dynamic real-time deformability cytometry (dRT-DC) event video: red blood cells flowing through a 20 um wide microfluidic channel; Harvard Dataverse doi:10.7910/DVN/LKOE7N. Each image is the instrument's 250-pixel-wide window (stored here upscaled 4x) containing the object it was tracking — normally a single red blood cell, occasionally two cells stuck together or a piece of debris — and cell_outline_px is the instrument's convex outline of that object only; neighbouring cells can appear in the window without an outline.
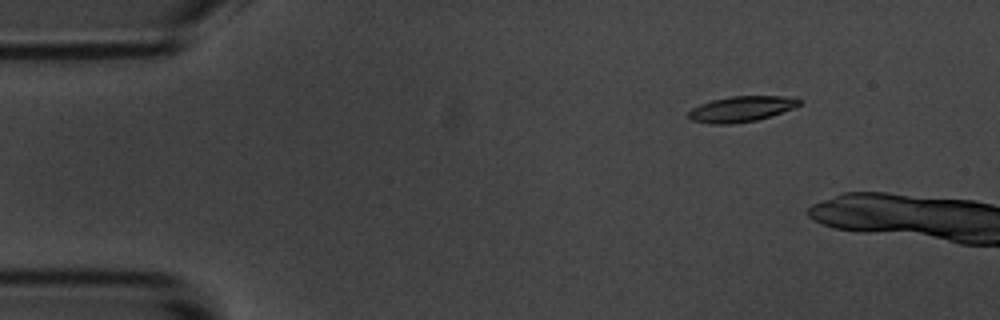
{"species": "common noctule bat (a hibernating species)", "species_latin": "Nyctalus noctula", "temperature_condition": "room temperature", "stored_images_in_passage": 6, "camera_frame_rate_fps": 3000, "um_per_image_px": 0.085, "animal": {"sex": "male", "body_mass_g": 20.1, "forearm_length_mm": 53.5}, "frame": {"image": 1, "passage_image": 6, "time_ms": 6.667, "image_size_px": [1000, 320], "cell_outline_px": [[804, 100], [800, 104], [792, 108], [756, 120], [732, 124], [712, 124], [692, 120], [688, 116], [688, 112], [692, 108], [700, 104], [712, 100], [728, 96], [780, 96]], "centroid_in_image_um": [62.97, 9.26], "position_along_channel_um": 22.0, "area_um2": 16.3}}